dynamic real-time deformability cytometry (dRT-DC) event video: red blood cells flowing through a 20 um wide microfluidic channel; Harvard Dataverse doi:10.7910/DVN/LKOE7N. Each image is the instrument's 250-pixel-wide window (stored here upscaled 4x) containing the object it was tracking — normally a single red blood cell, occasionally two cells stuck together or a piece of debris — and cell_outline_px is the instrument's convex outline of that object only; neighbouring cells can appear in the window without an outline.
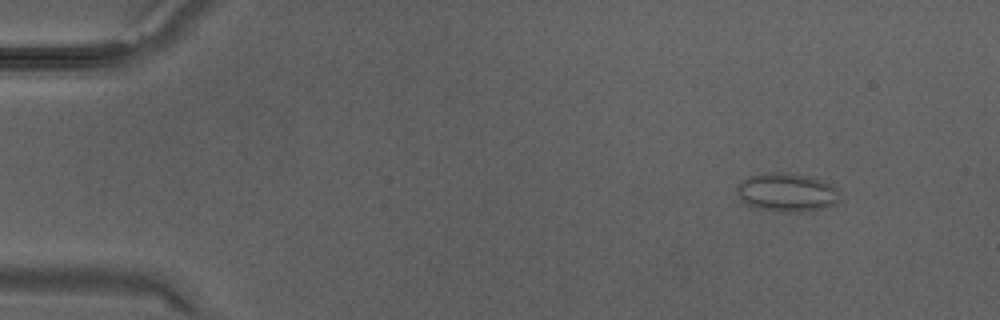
{"species": "Egyptian fruit bat (a non-hibernating species)", "species_latin": "Rousettus aegyptiacus", "temperature_condition": "warm", "stored_images_in_passage": 31, "camera_frame_rate_fps": 3000, "um_per_image_px": 0.085, "animal": {"sex": "male"}, "frame": {"image": 1, "passage_image": 1, "time_ms": 0.0, "image_size_px": [1000, 320], "cell_outline_px": [[840, 200], [836, 204], [824, 208], [792, 212], [788, 212], [756, 208], [748, 204], [736, 192], [736, 188], [748, 176], [764, 172], [768, 172], [808, 176], [824, 180], [840, 188]], "centroid_in_image_um": [66.96, 16.35], "position_along_channel_um": 18.0, "area_um2": 23.0}}
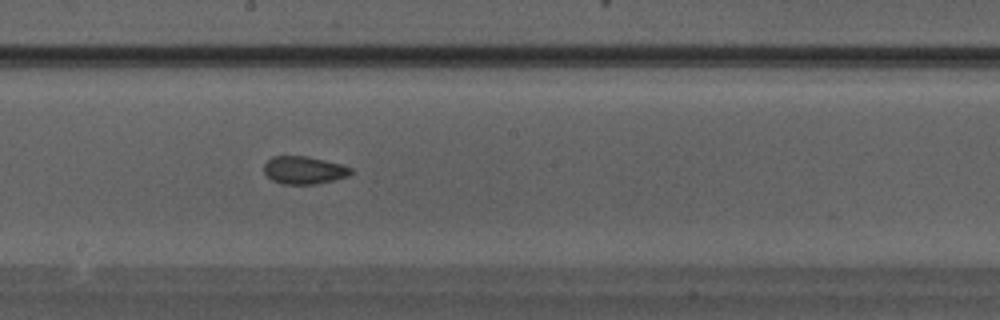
{"frame": {"image": 2, "passage_image": 16, "time_ms": 5.0, "image_size_px": [1000, 320], "cell_outline_px": [[356, 172], [348, 176], [316, 184], [284, 184], [272, 180], [264, 172], [264, 164], [272, 156], [308, 156], [344, 164], [352, 168]], "centroid_in_image_um": [25.89, 14.45], "position_along_channel_um": 222.3, "area_um2": 14.22}}
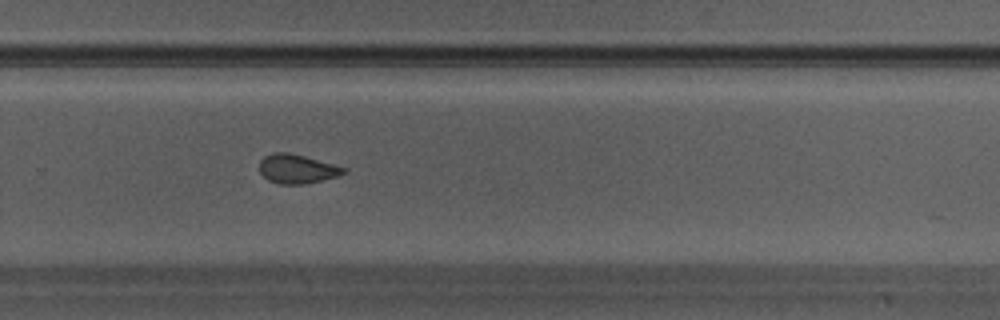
{"frame": {"image": 3, "passage_image": 20, "time_ms": 6.333, "image_size_px": [1000, 320], "cell_outline_px": [[348, 172], [336, 176], [304, 184], [280, 184], [268, 180], [260, 172], [260, 160], [264, 156], [272, 152], [288, 152], [304, 156], [348, 168]], "centroid_in_image_um": [25.24, 14.34], "position_along_channel_um": 304.6, "area_um2": 14.22}}